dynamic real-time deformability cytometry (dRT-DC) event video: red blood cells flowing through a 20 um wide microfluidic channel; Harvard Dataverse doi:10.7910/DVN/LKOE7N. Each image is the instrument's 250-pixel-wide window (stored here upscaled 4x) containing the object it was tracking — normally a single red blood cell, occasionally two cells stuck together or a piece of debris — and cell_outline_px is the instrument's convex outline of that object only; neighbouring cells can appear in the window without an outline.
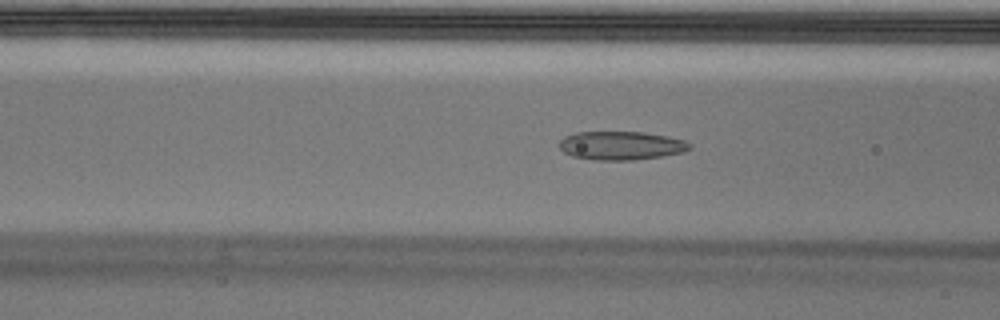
{"species": "Egyptian fruit bat (a non-hibernating species)", "species_latin": "Rousettus aegyptiacus", "temperature_condition": "cold", "stored_images_in_passage": 57, "camera_frame_rate_fps": 3000, "um_per_image_px": 0.085, "animal": {"sex": "male"}, "frame": {"image": 1, "passage_image": 22, "time_ms": 7.0, "image_size_px": [1000, 320], "cell_outline_px": [[692, 148], [684, 152], [660, 156], [632, 160], [596, 160], [572, 156], [564, 152], [560, 148], [560, 140], [564, 136], [576, 132], [644, 132], [668, 136], [684, 140], [692, 144]], "centroid_in_image_um": [52.81, 12.37], "position_along_channel_um": 113.8, "area_um2": 21.73}}
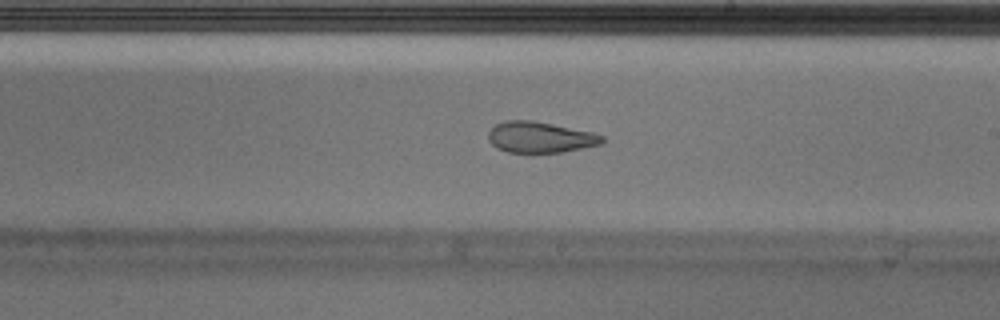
{"frame": {"image": 2, "passage_image": 33, "time_ms": 10.667, "image_size_px": [1000, 320], "cell_outline_px": [[604, 140], [600, 144], [564, 152], [532, 156], [508, 152], [496, 148], [488, 140], [488, 132], [496, 124], [504, 120], [532, 120], [592, 132], [604, 136]], "centroid_in_image_um": [45.87, 11.71], "position_along_channel_um": 243.1, "area_um2": 21.27}}
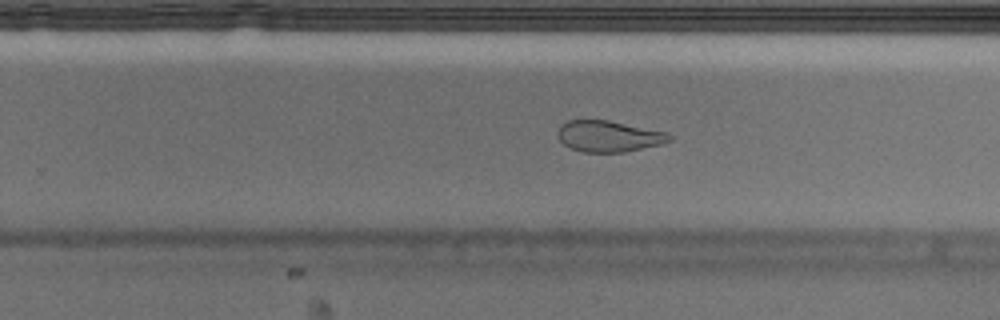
{"frame": {"image": 3, "passage_image": 36, "time_ms": 11.667, "image_size_px": [1000, 320], "cell_outline_px": [[672, 140], [660, 144], [624, 152], [584, 152], [572, 148], [564, 144], [556, 136], [556, 132], [560, 124], [568, 120], [608, 120], [668, 132], [672, 136]], "centroid_in_image_um": [51.72, 11.57], "position_along_channel_um": 278.1, "area_um2": 20.35}, "authors_computed_cell_mechanics": {"area_um2": 22.3686, "velocity_mm_per_s": 3.5155, "shape_relaxation_time_tau1_ms": null, "shape_relaxation_time_tau2_ms": 2.1268, "deformation_change_tau1": null, "deformation_change_tau2": 0.0828}}